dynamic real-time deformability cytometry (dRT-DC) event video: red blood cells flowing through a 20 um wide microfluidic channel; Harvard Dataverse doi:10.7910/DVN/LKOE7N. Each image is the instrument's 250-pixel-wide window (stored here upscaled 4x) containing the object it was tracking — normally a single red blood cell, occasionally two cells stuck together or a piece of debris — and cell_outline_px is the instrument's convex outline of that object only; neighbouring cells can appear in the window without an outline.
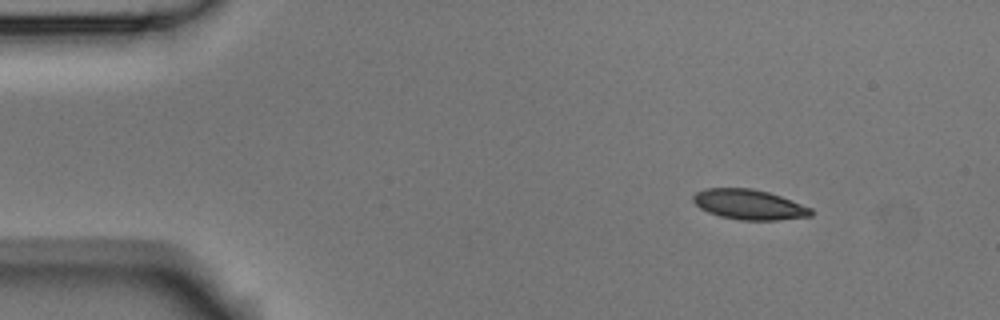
{"species": "Egyptian fruit bat (a non-hibernating species)", "species_latin": "Rousettus aegyptiacus", "temperature_condition": "room temperature", "stored_images_in_passage": 3, "camera_frame_rate_fps": 3000, "um_per_image_px": 0.085, "animal": {"sex": "male"}, "frame": {"image": 1, "passage_image": 1, "time_ms": 0.0, "image_size_px": [1000, 320], "cell_outline_px": [[812, 216], [776, 220], [740, 220], [720, 216], [708, 212], [700, 208], [692, 200], [692, 196], [696, 192], [704, 188], [752, 188], [768, 192], [792, 200], [812, 208]], "centroid_in_image_um": [63.66, 17.38], "position_along_channel_um": 21.3, "area_um2": 20.69}}
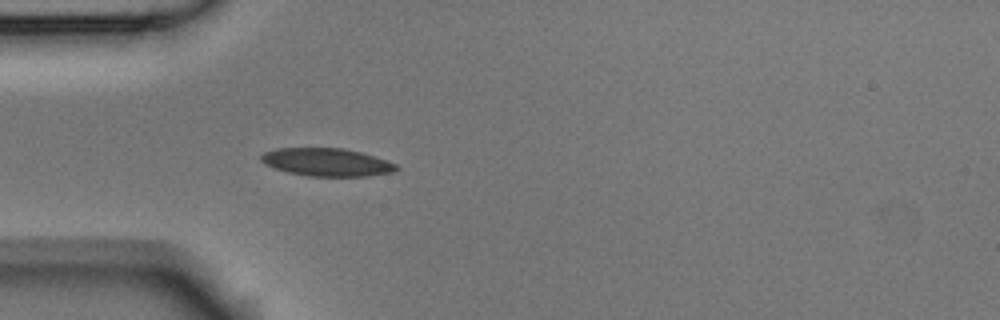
{"frame": {"image": 2, "passage_image": 3, "time_ms": 0.667, "image_size_px": [1000, 320], "cell_outline_px": [[400, 168], [396, 172], [368, 176], [308, 176], [288, 172], [264, 164], [260, 160], [260, 156], [264, 152], [276, 148], [344, 148], [360, 152], [396, 164]], "centroid_in_image_um": [27.77, 13.79], "position_along_channel_um": 57.2, "area_um2": 21.96}}